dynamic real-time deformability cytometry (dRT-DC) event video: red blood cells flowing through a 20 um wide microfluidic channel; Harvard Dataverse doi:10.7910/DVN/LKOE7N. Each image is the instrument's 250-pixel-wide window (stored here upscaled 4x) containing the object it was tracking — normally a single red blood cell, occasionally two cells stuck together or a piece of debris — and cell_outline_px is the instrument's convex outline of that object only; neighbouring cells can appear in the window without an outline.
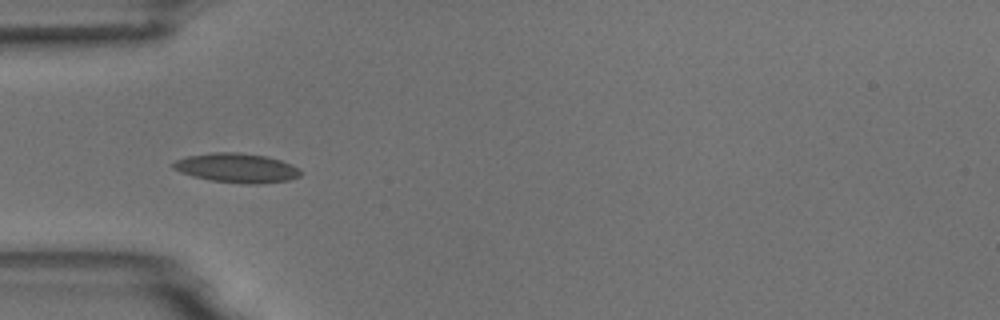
{"species": "common noctule bat (a hibernating species)", "species_latin": "Nyctalus noctula", "temperature_condition": "room temperature", "stored_images_in_passage": 4, "camera_frame_rate_fps": 3000, "um_per_image_px": 0.085, "animal": {"sex": "male", "body_mass_g": 18.8}, "frame": {"image": 1, "passage_image": 1, "time_ms": 0.0, "image_size_px": [1000, 320], "cell_outline_px": [[304, 172], [300, 176], [288, 180], [260, 184], [244, 184], [212, 180], [192, 176], [180, 172], [172, 168], [172, 164], [176, 160], [188, 156], [212, 152], [240, 152], [268, 156], [292, 164], [300, 168]], "centroid_in_image_um": [20.17, 14.27], "position_along_channel_um": 64.8, "area_um2": 22.02}}
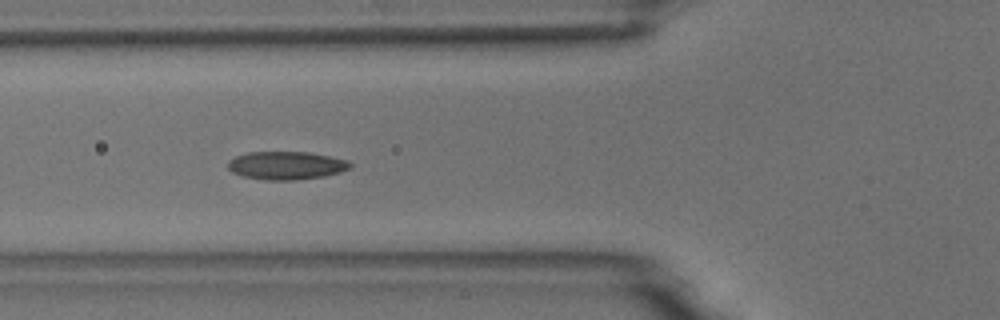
{"frame": {"image": 2, "passage_image": 2, "time_ms": 1.0, "image_size_px": [1000, 320], "cell_outline_px": [[352, 168], [340, 172], [324, 176], [296, 180], [268, 180], [244, 176], [232, 172], [228, 168], [228, 160], [236, 156], [248, 152], [308, 152], [348, 160], [352, 164]], "centroid_in_image_um": [24.35, 14.06], "position_along_channel_um": 101.5, "area_um2": 20.0}}